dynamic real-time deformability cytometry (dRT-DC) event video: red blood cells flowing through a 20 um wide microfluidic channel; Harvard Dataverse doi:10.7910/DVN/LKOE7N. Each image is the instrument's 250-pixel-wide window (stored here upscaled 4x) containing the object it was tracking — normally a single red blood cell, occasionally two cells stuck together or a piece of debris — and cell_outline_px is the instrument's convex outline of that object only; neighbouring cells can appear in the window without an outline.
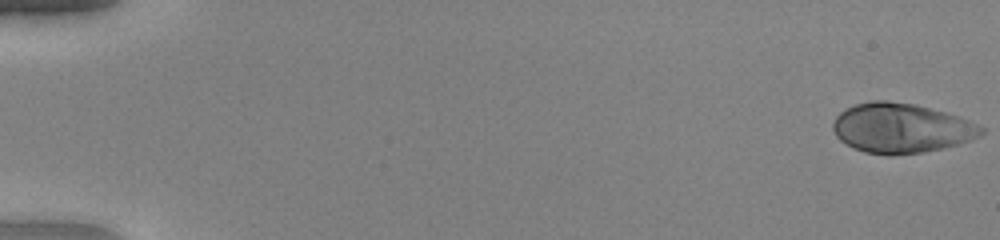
{"species": "human", "species_latin": "Homo sapiens", "temperature_condition": "warm", "stored_images_in_passage": 52, "camera_frame_rate_fps": 3000, "um_per_image_px": 0.085, "donor": {"sex": "female"}, "frame": {"image": 1, "passage_image": 1, "time_ms": 0.0, "image_size_px": [1000, 240], "cell_outline_px": [[984, 132], [980, 136], [972, 140], [960, 144], [944, 148], [924, 152], [892, 156], [888, 156], [864, 152], [852, 148], [840, 140], [836, 136], [832, 128], [832, 124], [836, 116], [840, 112], [856, 104], [872, 100], [888, 100], [916, 104], [944, 112], [968, 120], [984, 128]], "centroid_in_image_um": [76.59, 10.91], "position_along_channel_um": 8.4, "area_um2": 43.29}}
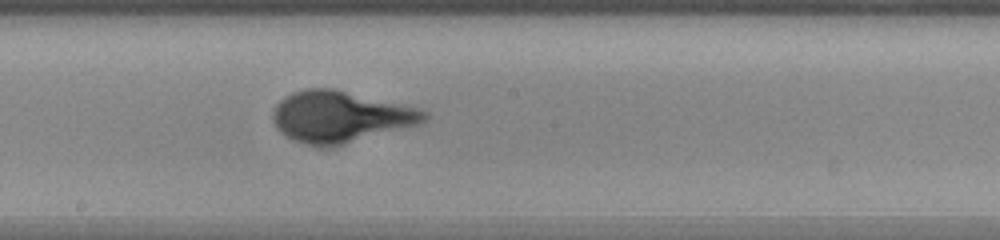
{"frame": {"image": 2, "passage_image": 30, "time_ms": 9.667, "image_size_px": [1000, 240], "cell_outline_px": [[428, 120], [420, 124], [344, 144], [308, 144], [292, 140], [280, 132], [276, 128], [272, 120], [272, 108], [284, 96], [292, 92], [304, 88], [336, 88], [416, 108], [428, 112]], "centroid_in_image_um": [28.89, 9.89], "position_along_channel_um": 219.3, "area_um2": 45.03}}
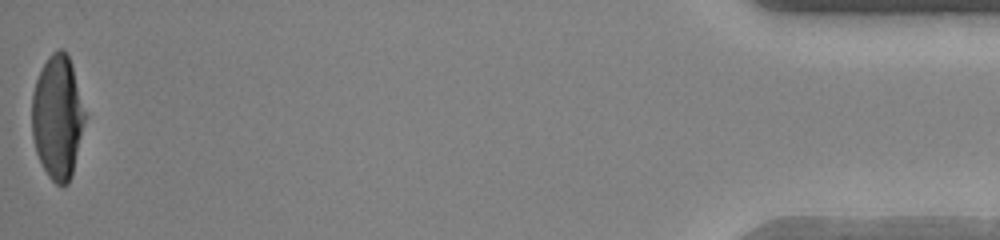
{"frame": {"image": 3, "passage_image": 52, "time_ms": 17.0, "image_size_px": [1000, 240], "cell_outline_px": [[84, 120], [72, 176], [68, 184], [56, 184], [48, 176], [36, 152], [32, 136], [32, 92], [36, 80], [48, 56], [52, 52], [60, 48], [68, 56], [72, 64], [84, 112]], "centroid_in_image_um": [4.86, 9.96], "position_along_channel_um": 430.3, "area_um2": 37.57}}